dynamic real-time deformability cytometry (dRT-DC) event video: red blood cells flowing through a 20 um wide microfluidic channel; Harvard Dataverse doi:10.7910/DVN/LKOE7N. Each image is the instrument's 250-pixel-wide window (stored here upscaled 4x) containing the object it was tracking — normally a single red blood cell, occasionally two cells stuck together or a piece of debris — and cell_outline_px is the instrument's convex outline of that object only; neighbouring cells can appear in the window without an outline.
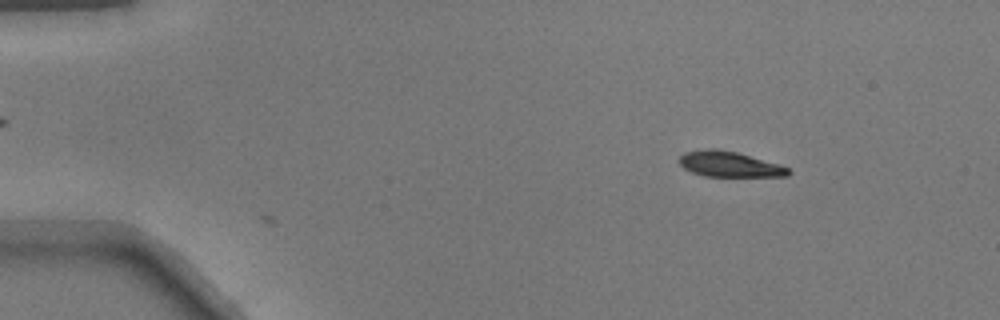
{"species": "common noctule bat (a hibernating species)", "species_latin": "Nyctalus noctula", "temperature_condition": "warm", "stored_images_in_passage": 7, "camera_frame_rate_fps": 3000, "um_per_image_px": 0.085, "animal": {"sex": "male", "body_mass_g": 17.9}, "frame": {"image": 1, "passage_image": 7, "time_ms": 2.0, "image_size_px": [1000, 320], "cell_outline_px": [[792, 172], [788, 176], [704, 176], [692, 172], [684, 168], [676, 160], [684, 152], [708, 148], [716, 148], [736, 152], [780, 164], [788, 168]], "centroid_in_image_um": [61.97, 13.95], "position_along_channel_um": 23.0, "area_um2": 16.24}}